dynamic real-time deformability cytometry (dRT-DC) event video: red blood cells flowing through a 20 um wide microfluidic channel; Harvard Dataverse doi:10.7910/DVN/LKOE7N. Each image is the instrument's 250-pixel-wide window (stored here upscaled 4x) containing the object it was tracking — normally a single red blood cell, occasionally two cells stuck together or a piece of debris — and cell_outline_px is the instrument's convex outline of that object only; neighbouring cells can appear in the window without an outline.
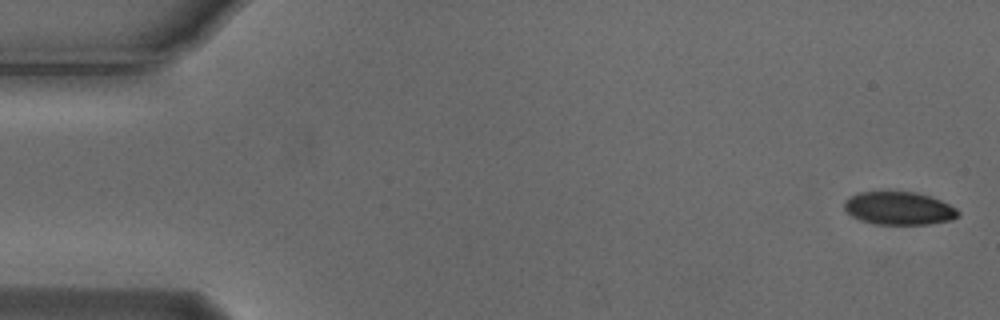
{"species": "Egyptian fruit bat (a non-hibernating species)", "species_latin": "Rousettus aegyptiacus", "temperature_condition": "cold", "stored_images_in_passage": 5, "camera_frame_rate_fps": 3000, "um_per_image_px": 0.085, "animal": {"sex": "male"}, "frame": {"image": 1, "passage_image": 1, "time_ms": 0.0, "image_size_px": [1000, 320], "cell_outline_px": [[960, 216], [952, 220], [928, 224], [876, 224], [860, 220], [852, 216], [844, 208], [844, 200], [848, 196], [856, 192], [916, 192], [940, 200], [956, 208], [960, 212]], "centroid_in_image_um": [76.4, 17.7], "position_along_channel_um": 8.6, "area_um2": 21.96}}
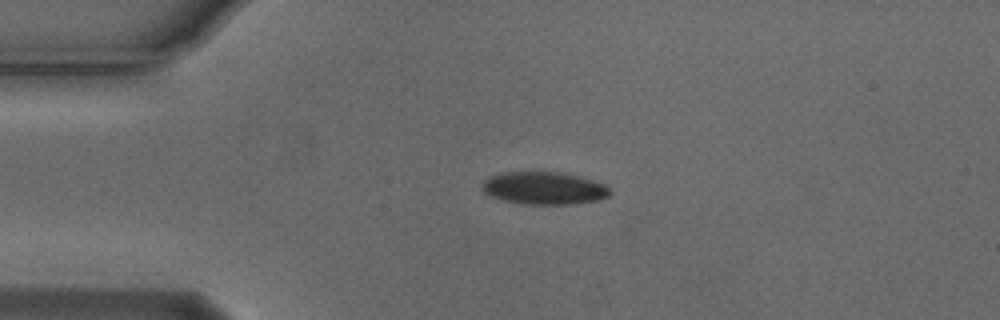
{"frame": {"image": 2, "passage_image": 4, "time_ms": 1.0, "image_size_px": [1000, 320], "cell_outline_px": [[612, 192], [608, 196], [600, 200], [572, 204], [524, 204], [504, 200], [492, 196], [484, 192], [484, 180], [492, 176], [504, 172], [560, 172], [580, 176], [604, 184]], "centroid_in_image_um": [46.3, 15.99], "position_along_channel_um": 38.7, "area_um2": 24.04}}